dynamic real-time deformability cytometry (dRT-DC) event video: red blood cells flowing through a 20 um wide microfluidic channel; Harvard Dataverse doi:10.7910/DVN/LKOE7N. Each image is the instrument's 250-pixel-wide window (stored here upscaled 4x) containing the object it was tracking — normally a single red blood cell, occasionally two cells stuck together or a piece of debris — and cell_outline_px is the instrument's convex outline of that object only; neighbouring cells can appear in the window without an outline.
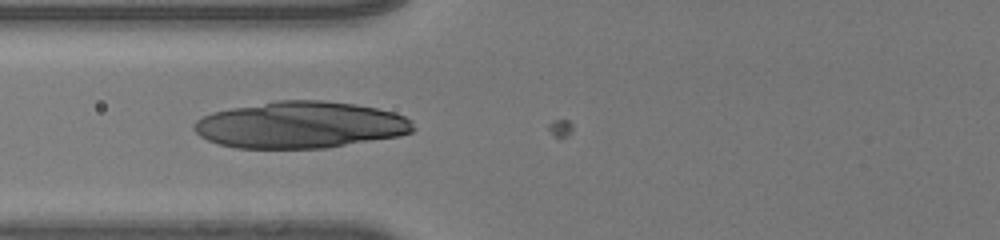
{"species": "human", "species_latin": "Homo sapiens", "temperature_condition": "room temperature", "stored_images_in_passage": 3, "camera_frame_rate_fps": 3000, "um_per_image_px": 0.085, "donor": {"sex": "male"}, "frame": {"image": 1, "passage_image": 2, "time_ms": 0.333, "image_size_px": [1000, 240], "cell_outline_px": [[416, 128], [412, 132], [400, 136], [324, 148], [236, 148], [220, 144], [208, 140], [200, 136], [192, 128], [192, 124], [196, 120], [212, 112], [232, 108], [276, 100], [324, 100], [356, 104], [376, 108], [392, 112], [404, 116], [412, 120]], "centroid_in_image_um": [25.54, 10.61], "position_along_channel_um": 100.3, "area_um2": 59.77}}